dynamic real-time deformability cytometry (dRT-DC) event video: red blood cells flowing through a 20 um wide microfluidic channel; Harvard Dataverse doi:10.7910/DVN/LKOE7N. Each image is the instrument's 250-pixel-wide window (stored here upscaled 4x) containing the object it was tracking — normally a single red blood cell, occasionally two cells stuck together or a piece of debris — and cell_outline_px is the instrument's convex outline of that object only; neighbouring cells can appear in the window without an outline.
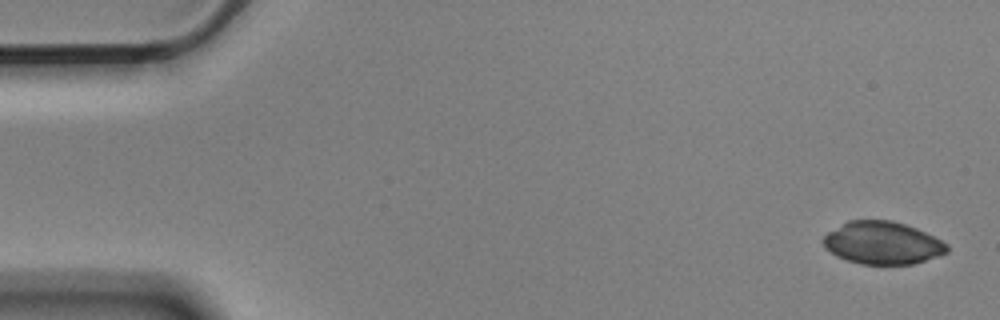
{"species": "Egyptian fruit bat (a non-hibernating species)", "species_latin": "Rousettus aegyptiacus", "temperature_condition": "cold", "stored_images_in_passage": 5, "camera_frame_rate_fps": 3000, "um_per_image_px": 0.085, "animal": {"sex": "male"}, "frame": {"image": 1, "passage_image": 1, "time_ms": 0.0, "image_size_px": [1000, 320], "cell_outline_px": [[948, 252], [940, 256], [912, 264], [860, 264], [836, 256], [824, 248], [824, 236], [828, 232], [848, 220], [892, 220], [916, 228], [948, 244]], "centroid_in_image_um": [75.01, 20.65], "position_along_channel_um": 10.0, "area_um2": 30.63}}
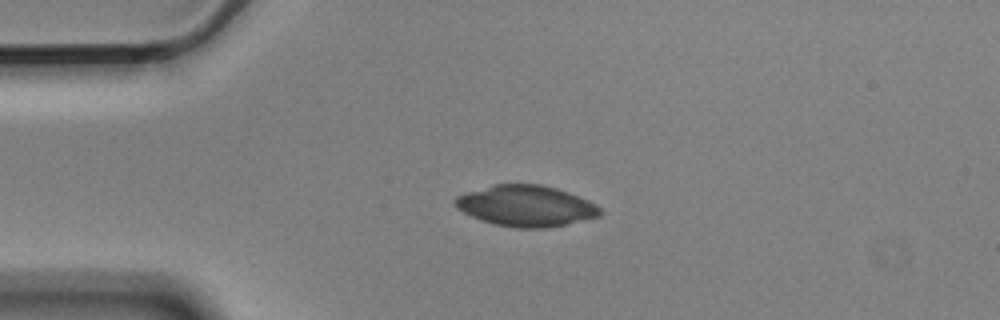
{"frame": {"image": 2, "passage_image": 4, "time_ms": 1.0, "image_size_px": [1000, 320], "cell_outline_px": [[604, 212], [600, 216], [548, 228], [516, 228], [496, 224], [480, 220], [456, 208], [452, 204], [452, 200], [456, 196], [468, 192], [496, 184], [540, 184], [556, 188], [568, 192], [588, 200], [596, 204]], "centroid_in_image_um": [44.71, 17.5], "position_along_channel_um": 40.3, "area_um2": 34.62}}